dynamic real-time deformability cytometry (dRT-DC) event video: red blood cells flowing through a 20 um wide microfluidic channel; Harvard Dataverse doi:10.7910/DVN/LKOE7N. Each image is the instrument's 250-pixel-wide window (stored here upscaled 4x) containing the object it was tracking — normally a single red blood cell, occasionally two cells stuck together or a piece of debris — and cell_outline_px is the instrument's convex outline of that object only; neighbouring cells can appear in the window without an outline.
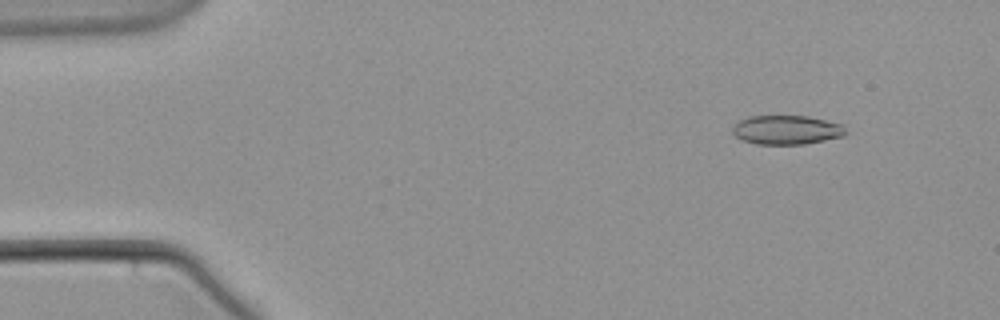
{"species": "common noctule bat (a hibernating species)", "species_latin": "Nyctalus noctula", "temperature_condition": "warm", "stored_images_in_passage": 56, "camera_frame_rate_fps": 3000, "um_per_image_px": 0.085, "animal": {"sex": "male", "body_mass_g": 21.5, "forearm_length_mm": 52.0}, "frame": {"image": 1, "passage_image": 6, "time_ms": 1.667, "image_size_px": [1000, 320], "cell_outline_px": [[848, 132], [844, 136], [804, 144], [756, 144], [744, 140], [736, 136], [732, 132], [732, 128], [740, 120], [748, 116], [808, 116], [844, 124]], "centroid_in_image_um": [66.91, 11.03], "position_along_channel_um": 18.1, "area_um2": 19.25}}
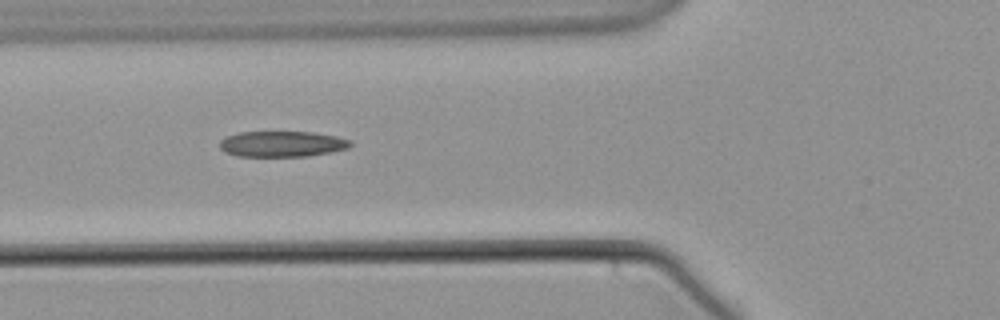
{"frame": {"image": 2, "passage_image": 21, "time_ms": 6.667, "image_size_px": [1000, 320], "cell_outline_px": [[352, 144], [348, 148], [332, 152], [308, 156], [236, 156], [224, 152], [220, 148], [220, 140], [228, 136], [240, 132], [312, 132], [336, 136], [352, 140]], "centroid_in_image_um": [23.99, 12.24], "position_along_channel_um": 101.8, "area_um2": 19.65}}
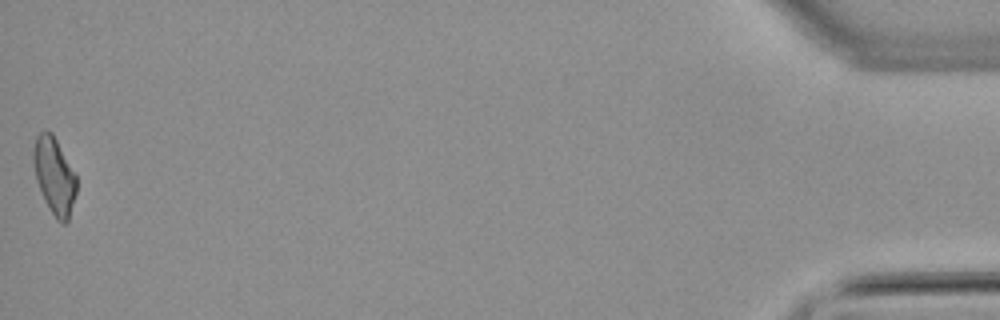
{"frame": {"image": 3, "passage_image": 56, "time_ms": 18.333, "image_size_px": [1000, 320], "cell_outline_px": [[76, 192], [68, 220], [64, 224], [60, 224], [56, 220], [44, 200], [36, 180], [32, 160], [32, 148], [36, 136], [40, 132], [52, 132], [76, 176]], "centroid_in_image_um": [4.59, 14.96], "position_along_channel_um": 430.6, "area_um2": 19.19}}